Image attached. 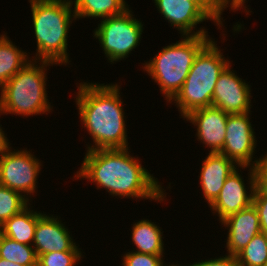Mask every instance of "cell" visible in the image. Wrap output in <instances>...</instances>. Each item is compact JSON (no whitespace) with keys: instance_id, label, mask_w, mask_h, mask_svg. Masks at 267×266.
Masks as SVG:
<instances>
[{"instance_id":"1","label":"cell","mask_w":267,"mask_h":266,"mask_svg":"<svg viewBox=\"0 0 267 266\" xmlns=\"http://www.w3.org/2000/svg\"><path fill=\"white\" fill-rule=\"evenodd\" d=\"M128 148L96 149L86 152L75 179H87L111 196L163 202L166 192L158 179L143 167ZM130 154V155H129Z\"/></svg>"},{"instance_id":"2","label":"cell","mask_w":267,"mask_h":266,"mask_svg":"<svg viewBox=\"0 0 267 266\" xmlns=\"http://www.w3.org/2000/svg\"><path fill=\"white\" fill-rule=\"evenodd\" d=\"M119 86L88 81L77 86L74 99L80 121L94 144H90L86 151L129 147Z\"/></svg>"},{"instance_id":"3","label":"cell","mask_w":267,"mask_h":266,"mask_svg":"<svg viewBox=\"0 0 267 266\" xmlns=\"http://www.w3.org/2000/svg\"><path fill=\"white\" fill-rule=\"evenodd\" d=\"M37 51L32 60L69 64L68 33L77 20L71 0H28Z\"/></svg>"},{"instance_id":"4","label":"cell","mask_w":267,"mask_h":266,"mask_svg":"<svg viewBox=\"0 0 267 266\" xmlns=\"http://www.w3.org/2000/svg\"><path fill=\"white\" fill-rule=\"evenodd\" d=\"M52 65L55 64L31 59L3 84L0 87V115H48L53 107L46 91V71Z\"/></svg>"},{"instance_id":"5","label":"cell","mask_w":267,"mask_h":266,"mask_svg":"<svg viewBox=\"0 0 267 266\" xmlns=\"http://www.w3.org/2000/svg\"><path fill=\"white\" fill-rule=\"evenodd\" d=\"M211 40L209 35L181 36V40L163 46L143 64V70L159 85L167 102L181 89L196 56Z\"/></svg>"},{"instance_id":"6","label":"cell","mask_w":267,"mask_h":266,"mask_svg":"<svg viewBox=\"0 0 267 266\" xmlns=\"http://www.w3.org/2000/svg\"><path fill=\"white\" fill-rule=\"evenodd\" d=\"M213 39L198 53L181 89L168 102H174L182 118L194 110L212 106L217 79L231 63Z\"/></svg>"},{"instance_id":"7","label":"cell","mask_w":267,"mask_h":266,"mask_svg":"<svg viewBox=\"0 0 267 266\" xmlns=\"http://www.w3.org/2000/svg\"><path fill=\"white\" fill-rule=\"evenodd\" d=\"M131 9L122 14L100 19L94 36L111 64L124 60L139 46L142 39L143 24L133 17Z\"/></svg>"},{"instance_id":"8","label":"cell","mask_w":267,"mask_h":266,"mask_svg":"<svg viewBox=\"0 0 267 266\" xmlns=\"http://www.w3.org/2000/svg\"><path fill=\"white\" fill-rule=\"evenodd\" d=\"M27 148L7 150L0 157V185L21 193L29 201L37 189L42 163Z\"/></svg>"},{"instance_id":"9","label":"cell","mask_w":267,"mask_h":266,"mask_svg":"<svg viewBox=\"0 0 267 266\" xmlns=\"http://www.w3.org/2000/svg\"><path fill=\"white\" fill-rule=\"evenodd\" d=\"M250 113L229 114L227 118L225 142L221 154L239 167H254L266 155L258 159L253 156L257 140L250 122Z\"/></svg>"},{"instance_id":"10","label":"cell","mask_w":267,"mask_h":266,"mask_svg":"<svg viewBox=\"0 0 267 266\" xmlns=\"http://www.w3.org/2000/svg\"><path fill=\"white\" fill-rule=\"evenodd\" d=\"M241 168H249V183H247L249 187L246 186L243 177L239 173ZM240 169L238 166L227 177L218 197L209 206L210 210L213 211L212 213L218 215L220 222L228 216L248 208L253 203V196L255 192V175L253 167H240Z\"/></svg>"},{"instance_id":"11","label":"cell","mask_w":267,"mask_h":266,"mask_svg":"<svg viewBox=\"0 0 267 266\" xmlns=\"http://www.w3.org/2000/svg\"><path fill=\"white\" fill-rule=\"evenodd\" d=\"M246 81L231 70V63L217 79L212 95V106L220 108L228 114L252 112L251 89Z\"/></svg>"},{"instance_id":"12","label":"cell","mask_w":267,"mask_h":266,"mask_svg":"<svg viewBox=\"0 0 267 266\" xmlns=\"http://www.w3.org/2000/svg\"><path fill=\"white\" fill-rule=\"evenodd\" d=\"M155 7L171 27L181 33V36L208 35L202 27L197 30V24L213 19L192 0H153ZM196 28V31L194 29Z\"/></svg>"},{"instance_id":"13","label":"cell","mask_w":267,"mask_h":266,"mask_svg":"<svg viewBox=\"0 0 267 266\" xmlns=\"http://www.w3.org/2000/svg\"><path fill=\"white\" fill-rule=\"evenodd\" d=\"M228 115L220 108L209 106L192 111L184 117V120L196 126L197 140L210 149L209 153H221Z\"/></svg>"},{"instance_id":"14","label":"cell","mask_w":267,"mask_h":266,"mask_svg":"<svg viewBox=\"0 0 267 266\" xmlns=\"http://www.w3.org/2000/svg\"><path fill=\"white\" fill-rule=\"evenodd\" d=\"M58 216L43 214L37 221L33 244L37 258L49 252H81Z\"/></svg>"},{"instance_id":"15","label":"cell","mask_w":267,"mask_h":266,"mask_svg":"<svg viewBox=\"0 0 267 266\" xmlns=\"http://www.w3.org/2000/svg\"><path fill=\"white\" fill-rule=\"evenodd\" d=\"M219 223L228 230L226 254L234 257L248 245L255 235L261 233L259 217L253 205L228 216Z\"/></svg>"},{"instance_id":"16","label":"cell","mask_w":267,"mask_h":266,"mask_svg":"<svg viewBox=\"0 0 267 266\" xmlns=\"http://www.w3.org/2000/svg\"><path fill=\"white\" fill-rule=\"evenodd\" d=\"M238 166L221 153H208L202 162L199 181L204 198L210 206L218 197L227 177Z\"/></svg>"},{"instance_id":"17","label":"cell","mask_w":267,"mask_h":266,"mask_svg":"<svg viewBox=\"0 0 267 266\" xmlns=\"http://www.w3.org/2000/svg\"><path fill=\"white\" fill-rule=\"evenodd\" d=\"M30 205L0 225V234L32 246L37 221L44 213L30 210Z\"/></svg>"},{"instance_id":"18","label":"cell","mask_w":267,"mask_h":266,"mask_svg":"<svg viewBox=\"0 0 267 266\" xmlns=\"http://www.w3.org/2000/svg\"><path fill=\"white\" fill-rule=\"evenodd\" d=\"M132 243L138 253L164 255L163 232L161 228L148 219H142L132 226Z\"/></svg>"},{"instance_id":"19","label":"cell","mask_w":267,"mask_h":266,"mask_svg":"<svg viewBox=\"0 0 267 266\" xmlns=\"http://www.w3.org/2000/svg\"><path fill=\"white\" fill-rule=\"evenodd\" d=\"M6 34L0 35V87L31 60Z\"/></svg>"},{"instance_id":"20","label":"cell","mask_w":267,"mask_h":266,"mask_svg":"<svg viewBox=\"0 0 267 266\" xmlns=\"http://www.w3.org/2000/svg\"><path fill=\"white\" fill-rule=\"evenodd\" d=\"M76 19L109 18L122 14L129 8L125 0H71Z\"/></svg>"},{"instance_id":"21","label":"cell","mask_w":267,"mask_h":266,"mask_svg":"<svg viewBox=\"0 0 267 266\" xmlns=\"http://www.w3.org/2000/svg\"><path fill=\"white\" fill-rule=\"evenodd\" d=\"M0 258L24 266H37L34 247L0 234Z\"/></svg>"},{"instance_id":"22","label":"cell","mask_w":267,"mask_h":266,"mask_svg":"<svg viewBox=\"0 0 267 266\" xmlns=\"http://www.w3.org/2000/svg\"><path fill=\"white\" fill-rule=\"evenodd\" d=\"M238 266H264L267 263V236L255 235L236 256Z\"/></svg>"},{"instance_id":"23","label":"cell","mask_w":267,"mask_h":266,"mask_svg":"<svg viewBox=\"0 0 267 266\" xmlns=\"http://www.w3.org/2000/svg\"><path fill=\"white\" fill-rule=\"evenodd\" d=\"M21 193L0 185V225L29 205Z\"/></svg>"},{"instance_id":"24","label":"cell","mask_w":267,"mask_h":266,"mask_svg":"<svg viewBox=\"0 0 267 266\" xmlns=\"http://www.w3.org/2000/svg\"><path fill=\"white\" fill-rule=\"evenodd\" d=\"M82 252H49L40 255L37 266H75L83 258Z\"/></svg>"},{"instance_id":"25","label":"cell","mask_w":267,"mask_h":266,"mask_svg":"<svg viewBox=\"0 0 267 266\" xmlns=\"http://www.w3.org/2000/svg\"><path fill=\"white\" fill-rule=\"evenodd\" d=\"M122 266H165L164 255H151L129 251L123 256Z\"/></svg>"},{"instance_id":"26","label":"cell","mask_w":267,"mask_h":266,"mask_svg":"<svg viewBox=\"0 0 267 266\" xmlns=\"http://www.w3.org/2000/svg\"><path fill=\"white\" fill-rule=\"evenodd\" d=\"M253 170L255 175V190L262 197L267 198V152L253 167Z\"/></svg>"},{"instance_id":"27","label":"cell","mask_w":267,"mask_h":266,"mask_svg":"<svg viewBox=\"0 0 267 266\" xmlns=\"http://www.w3.org/2000/svg\"><path fill=\"white\" fill-rule=\"evenodd\" d=\"M252 205L255 207L259 217L261 233L267 236V198L262 197L255 190Z\"/></svg>"},{"instance_id":"28","label":"cell","mask_w":267,"mask_h":266,"mask_svg":"<svg viewBox=\"0 0 267 266\" xmlns=\"http://www.w3.org/2000/svg\"><path fill=\"white\" fill-rule=\"evenodd\" d=\"M197 3L212 19L213 22L216 23L218 29L222 28L223 17L222 11L215 5L214 0H192Z\"/></svg>"},{"instance_id":"29","label":"cell","mask_w":267,"mask_h":266,"mask_svg":"<svg viewBox=\"0 0 267 266\" xmlns=\"http://www.w3.org/2000/svg\"><path fill=\"white\" fill-rule=\"evenodd\" d=\"M225 256V257H224ZM220 257L210 258L208 260H201L194 262L193 264H188V266H238L236 257L231 255H224Z\"/></svg>"},{"instance_id":"30","label":"cell","mask_w":267,"mask_h":266,"mask_svg":"<svg viewBox=\"0 0 267 266\" xmlns=\"http://www.w3.org/2000/svg\"><path fill=\"white\" fill-rule=\"evenodd\" d=\"M246 2H247L246 0H214L215 5L222 12H224V9H226L227 7H230L231 8V11H233V12L234 11L241 10L244 7V11L247 12L246 15H251V14H248V13H251L252 11H250L249 8H247L246 6H244V5H246L245 4Z\"/></svg>"},{"instance_id":"31","label":"cell","mask_w":267,"mask_h":266,"mask_svg":"<svg viewBox=\"0 0 267 266\" xmlns=\"http://www.w3.org/2000/svg\"><path fill=\"white\" fill-rule=\"evenodd\" d=\"M1 126L0 124V157L11 148L9 139L6 137V133Z\"/></svg>"},{"instance_id":"32","label":"cell","mask_w":267,"mask_h":266,"mask_svg":"<svg viewBox=\"0 0 267 266\" xmlns=\"http://www.w3.org/2000/svg\"><path fill=\"white\" fill-rule=\"evenodd\" d=\"M0 266H24V265L12 263V262L7 261V260H5L3 258H0Z\"/></svg>"},{"instance_id":"33","label":"cell","mask_w":267,"mask_h":266,"mask_svg":"<svg viewBox=\"0 0 267 266\" xmlns=\"http://www.w3.org/2000/svg\"><path fill=\"white\" fill-rule=\"evenodd\" d=\"M165 266H184V265H180V264H172V263H171V264H169V265L166 264ZM185 266H187V265H185Z\"/></svg>"}]
</instances>
